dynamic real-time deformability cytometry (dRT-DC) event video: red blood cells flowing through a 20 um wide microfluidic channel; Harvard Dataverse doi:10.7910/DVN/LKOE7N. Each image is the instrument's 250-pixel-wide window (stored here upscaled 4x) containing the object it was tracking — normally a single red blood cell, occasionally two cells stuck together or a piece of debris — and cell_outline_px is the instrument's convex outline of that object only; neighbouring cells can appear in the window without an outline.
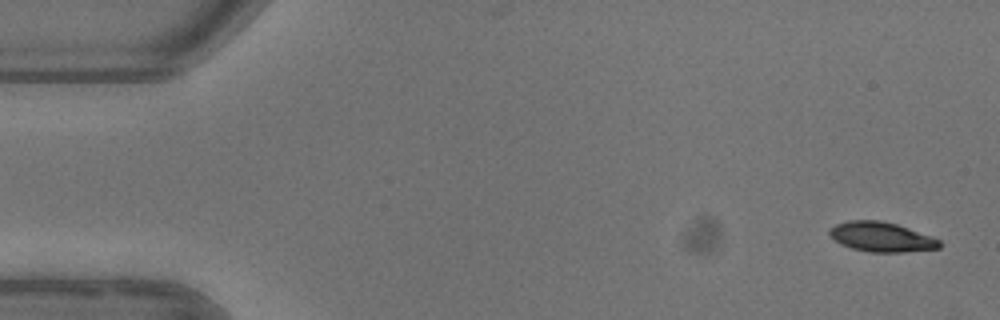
{"species": "common noctule bat (a hibernating species)", "species_latin": "Nyctalus noctula", "temperature_condition": "warm", "stored_images_in_passage": 4, "camera_frame_rate_fps": 3000, "um_per_image_px": 0.085, "animal": {"sex": "female"}, "frame": {"image": 1, "passage_image": 1, "time_ms": 0.0, "image_size_px": [1000, 320], "cell_outline_px": [[944, 244], [940, 248], [904, 252], [868, 252], [852, 248], [840, 244], [828, 232], [836, 224], [848, 220], [880, 220], [896, 224], [932, 236], [940, 240]], "centroid_in_image_um": [74.96, 20.14], "position_along_channel_um": 10.0, "area_um2": 19.02}}
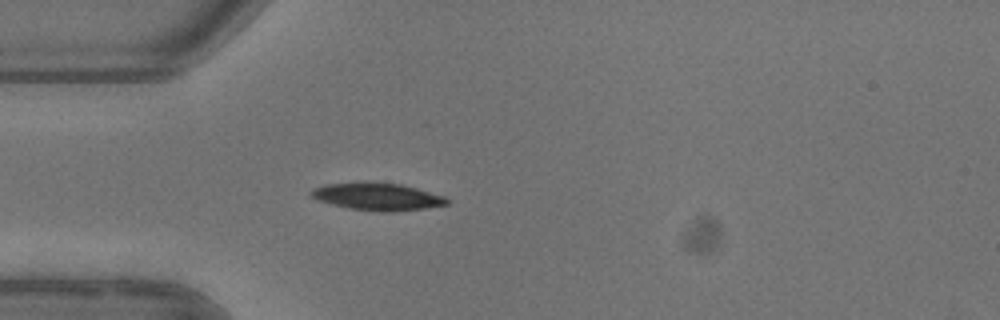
{"frame": {"image": 2, "passage_image": 4, "time_ms": 4.333, "image_size_px": [1000, 320], "cell_outline_px": [[448, 204], [424, 208], [392, 212], [388, 212], [348, 208], [316, 200], [308, 192], [312, 188], [328, 184], [400, 184], [416, 188], [444, 196], [448, 200]], "centroid_in_image_um": [32.07, 16.74], "position_along_channel_um": 52.9, "area_um2": 20.81}}